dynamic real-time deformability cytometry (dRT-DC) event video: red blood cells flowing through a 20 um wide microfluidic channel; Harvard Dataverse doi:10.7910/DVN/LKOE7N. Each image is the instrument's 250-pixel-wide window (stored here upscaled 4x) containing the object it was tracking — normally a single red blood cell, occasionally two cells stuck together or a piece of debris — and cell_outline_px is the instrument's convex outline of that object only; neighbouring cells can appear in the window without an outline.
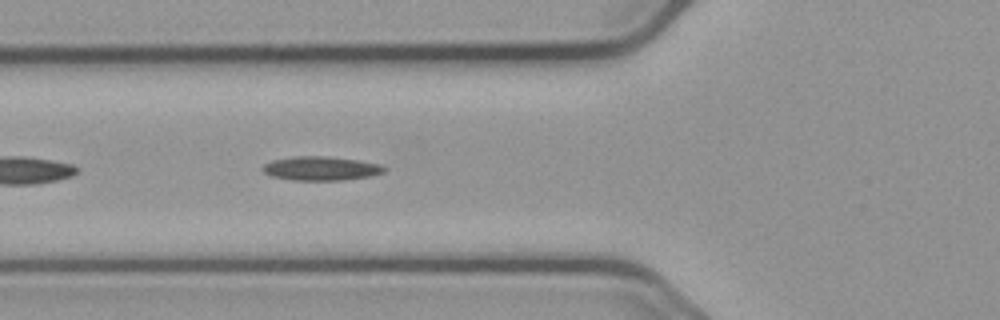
{"species": "common noctule bat (a hibernating species)", "species_latin": "Nyctalus noctula", "temperature_condition": "cold", "stored_images_in_passage": 14, "camera_frame_rate_fps": 3000, "um_per_image_px": 0.085, "animal": {"sex": "male", "body_mass_g": 23.1, "forearm_length_mm": 52.7}, "frame": {"image": 1, "passage_image": 5, "time_ms": 1.333, "image_size_px": [1000, 320], "cell_outline_px": [[388, 168], [384, 172], [372, 176], [340, 180], [292, 180], [272, 176], [264, 172], [260, 168], [264, 164], [272, 160], [296, 156], [324, 156], [356, 160], [380, 164]], "centroid_in_image_um": [27.28, 14.32], "position_along_channel_um": 98.5, "area_um2": 16.94}}
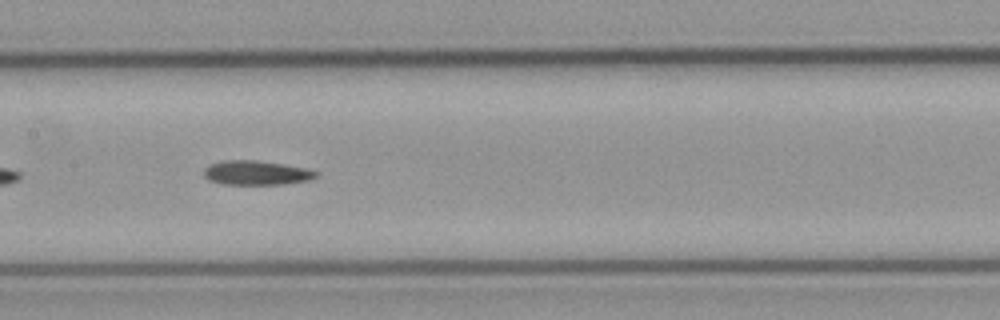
{"frame": {"image": 2, "passage_image": 12, "time_ms": 3.667, "image_size_px": [1000, 320], "cell_outline_px": [[320, 172], [316, 176], [308, 180], [284, 184], [220, 184], [208, 180], [204, 176], [204, 168], [212, 164], [224, 160], [256, 160], [284, 164], [308, 168]], "centroid_in_image_um": [21.8, 14.69], "position_along_channel_um": 185.6, "area_um2": 15.95}}